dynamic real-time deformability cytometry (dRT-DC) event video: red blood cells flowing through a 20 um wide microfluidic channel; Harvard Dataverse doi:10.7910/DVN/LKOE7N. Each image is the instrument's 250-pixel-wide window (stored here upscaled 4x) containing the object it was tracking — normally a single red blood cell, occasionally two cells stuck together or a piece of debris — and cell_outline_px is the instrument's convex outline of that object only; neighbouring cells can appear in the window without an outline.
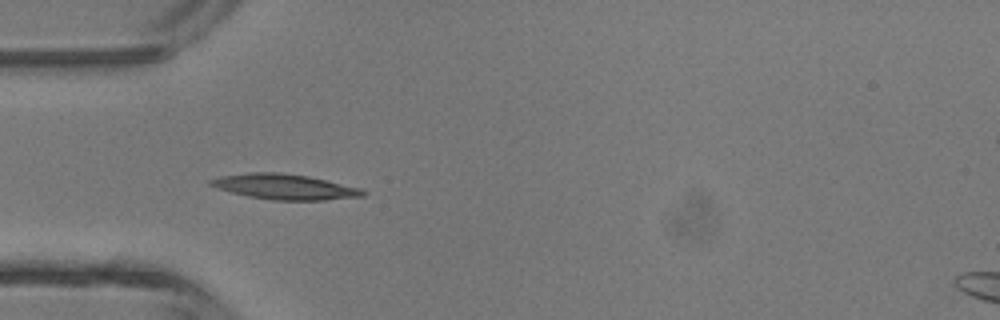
{"species": "common noctule bat (a hibernating species)", "species_latin": "Nyctalus noctula", "temperature_condition": "room temperature", "stored_images_in_passage": 5, "camera_frame_rate_fps": 3000, "um_per_image_px": 0.085, "animal": {"sex": "male", "body_mass_g": 13.3}, "frame": {"image": 1, "passage_image": 4, "time_ms": 1.0, "image_size_px": [1000, 320], "cell_outline_px": [[368, 192], [364, 196], [324, 200], [272, 200], [248, 196], [232, 192], [208, 184], [208, 180], [220, 176], [252, 172], [276, 172], [308, 176], [360, 188]], "centroid_in_image_um": [24.21, 15.87], "position_along_channel_um": 60.8, "area_um2": 22.25}}
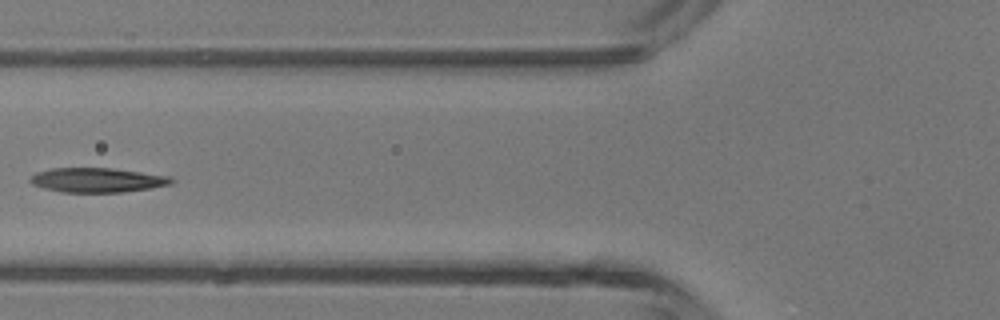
{"frame": {"image": 2, "passage_image": 5, "time_ms": 1.333, "image_size_px": [1000, 320], "cell_outline_px": [[176, 180], [172, 184], [152, 188], [124, 192], [60, 192], [44, 188], [32, 184], [28, 180], [36, 172], [52, 168], [112, 168], [172, 176]], "centroid_in_image_um": [8.32, 15.3], "position_along_channel_um": 117.5, "area_um2": 20.35}}